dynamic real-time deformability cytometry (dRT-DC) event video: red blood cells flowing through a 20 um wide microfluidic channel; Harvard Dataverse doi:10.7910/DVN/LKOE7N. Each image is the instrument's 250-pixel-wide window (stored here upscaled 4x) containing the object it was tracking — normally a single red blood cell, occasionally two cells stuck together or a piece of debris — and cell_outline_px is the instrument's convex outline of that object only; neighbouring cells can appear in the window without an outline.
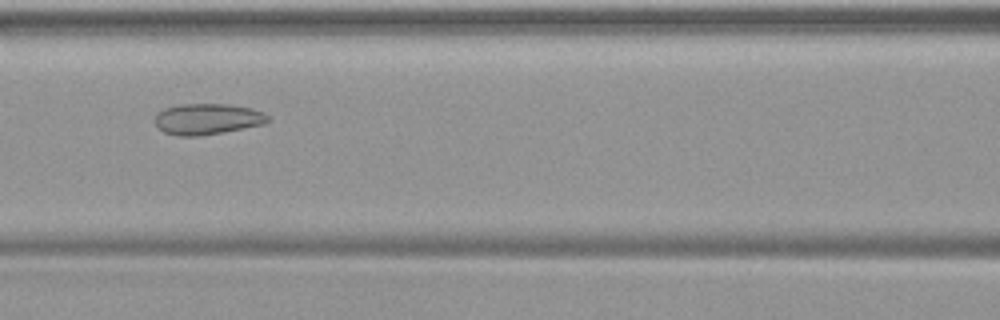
{"species": "common noctule bat (a hibernating species)", "species_latin": "Nyctalus noctula", "temperature_condition": "warm", "stored_images_in_passage": 48, "camera_frame_rate_fps": 3000, "um_per_image_px": 0.085, "animal": {"sex": "female", "body_mass_g": 19.9}, "frame": {"image": 1, "passage_image": 21, "time_ms": 6.667, "image_size_px": [1000, 320], "cell_outline_px": [[268, 120], [264, 124], [224, 132], [200, 136], [180, 136], [164, 132], [156, 124], [156, 112], [164, 108], [180, 104], [228, 104], [248, 108], [264, 112], [268, 116]], "centroid_in_image_um": [17.61, 10.12], "position_along_channel_um": 149.0, "area_um2": 20.29}}
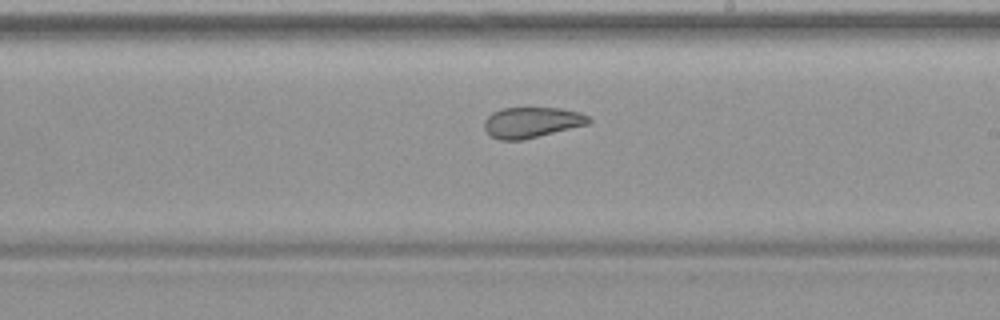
{"frame": {"image": 2, "passage_image": 28, "time_ms": 9.0, "image_size_px": [1000, 320], "cell_outline_px": [[592, 120], [588, 124], [524, 140], [500, 140], [492, 136], [484, 128], [484, 120], [492, 112], [504, 108], [560, 108], [580, 112], [588, 116]], "centroid_in_image_um": [45.2, 10.4], "position_along_channel_um": 243.8, "area_um2": 18.61}}
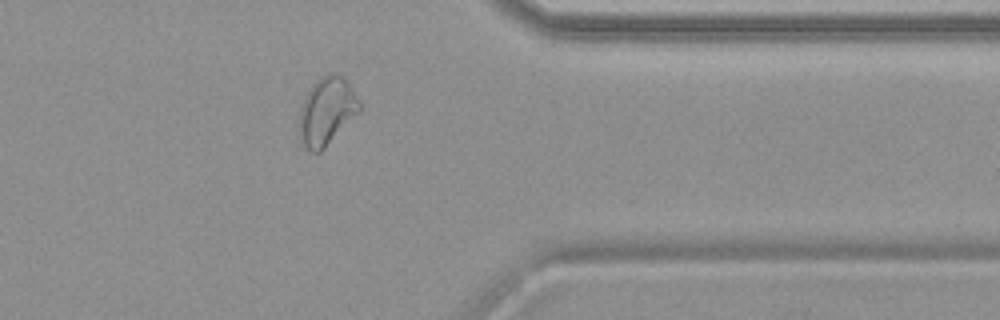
{"frame": {"image": 3, "passage_image": 39, "time_ms": 12.667, "image_size_px": [1000, 320], "cell_outline_px": [[360, 112], [320, 152], [312, 152], [304, 144], [300, 132], [300, 108], [304, 96], [308, 88], [316, 80], [328, 72], [336, 72], [344, 76], [348, 80], [360, 100]], "centroid_in_image_um": [27.81, 9.37], "position_along_channel_um": 383.6, "area_um2": 23.93}}